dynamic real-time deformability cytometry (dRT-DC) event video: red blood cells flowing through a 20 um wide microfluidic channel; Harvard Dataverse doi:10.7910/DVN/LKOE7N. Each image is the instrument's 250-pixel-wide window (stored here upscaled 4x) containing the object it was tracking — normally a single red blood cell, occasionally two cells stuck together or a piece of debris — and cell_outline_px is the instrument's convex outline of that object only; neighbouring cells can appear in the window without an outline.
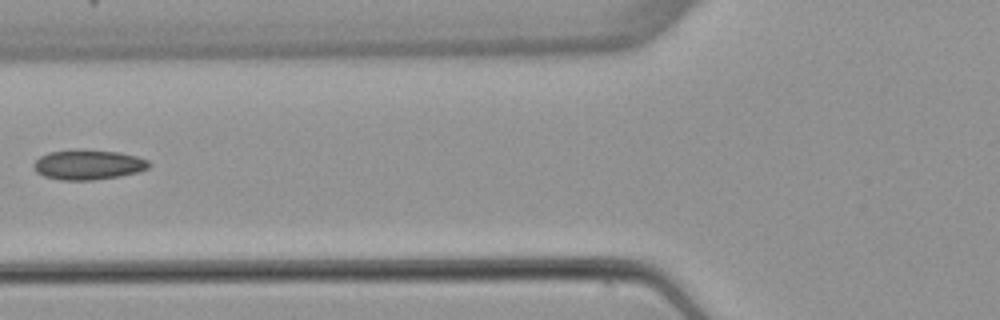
{"species": "common noctule bat (a hibernating species)", "species_latin": "Nyctalus noctula", "temperature_condition": "warm", "stored_images_in_passage": 3, "camera_frame_rate_fps": 3000, "um_per_image_px": 0.085, "animal": {"sex": "female", "body_mass_g": 22.7, "forearm_length_mm": 54.2}, "frame": {"image": 1, "passage_image": 3, "time_ms": 2.333, "image_size_px": [1000, 320], "cell_outline_px": [[152, 164], [148, 168], [136, 172], [120, 176], [92, 180], [60, 180], [44, 176], [36, 172], [32, 164], [40, 156], [48, 152], [120, 152], [136, 156], [148, 160]], "centroid_in_image_um": [7.5, 14.04], "position_along_channel_um": 118.3, "area_um2": 19.36}}